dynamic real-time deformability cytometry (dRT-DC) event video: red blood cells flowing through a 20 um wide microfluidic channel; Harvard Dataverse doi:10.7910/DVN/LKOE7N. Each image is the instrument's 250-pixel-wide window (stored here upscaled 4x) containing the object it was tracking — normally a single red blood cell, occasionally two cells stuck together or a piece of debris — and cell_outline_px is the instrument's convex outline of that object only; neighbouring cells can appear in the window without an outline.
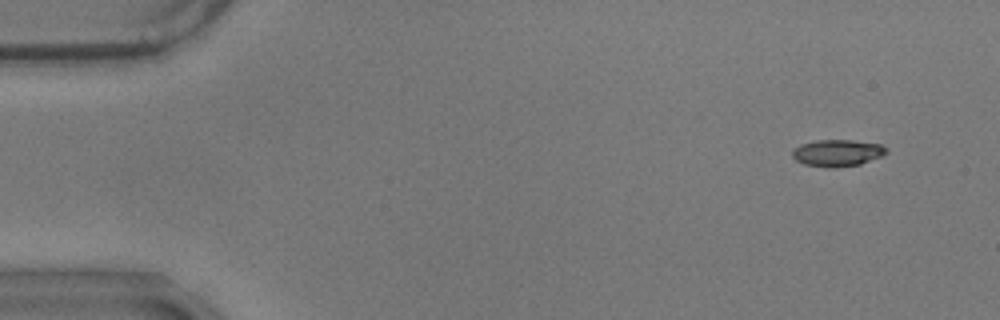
{"species": "common noctule bat (a hibernating species)", "species_latin": "Nyctalus noctula", "temperature_condition": "warm", "stored_images_in_passage": 58, "camera_frame_rate_fps": 3000, "um_per_image_px": 0.085, "animal": {"sex": "male", "body_mass_g": 17.9}, "frame": {"image": 1, "passage_image": 5, "time_ms": 1.333, "image_size_px": [1000, 320], "cell_outline_px": [[888, 152], [880, 156], [860, 164], [836, 168], [828, 168], [804, 164], [796, 160], [792, 156], [792, 148], [800, 144], [816, 140], [852, 140], [880, 144], [888, 148]], "centroid_in_image_um": [71.15, 13.0], "position_along_channel_um": 13.9, "area_um2": 14.8}}
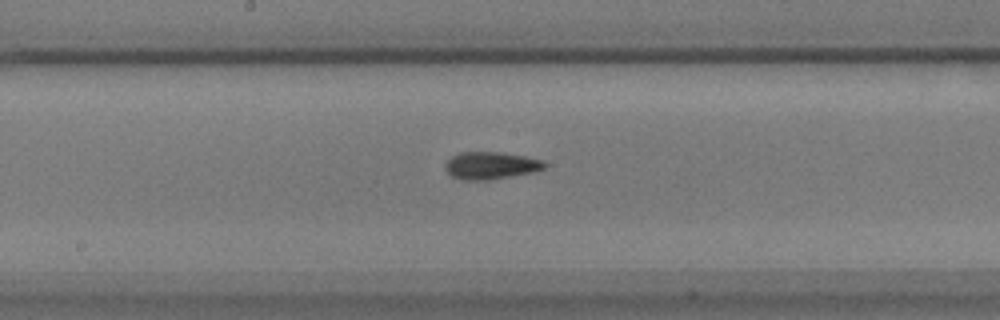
{"frame": {"image": 2, "passage_image": 31, "time_ms": 10.0, "image_size_px": [1000, 320], "cell_outline_px": [[548, 164], [544, 168], [536, 172], [492, 180], [464, 180], [452, 176], [444, 168], [444, 164], [452, 156], [460, 152], [500, 152], [524, 156], [544, 160]], "centroid_in_image_um": [41.75, 14.07], "position_along_channel_um": 206.4, "area_um2": 16.07}}
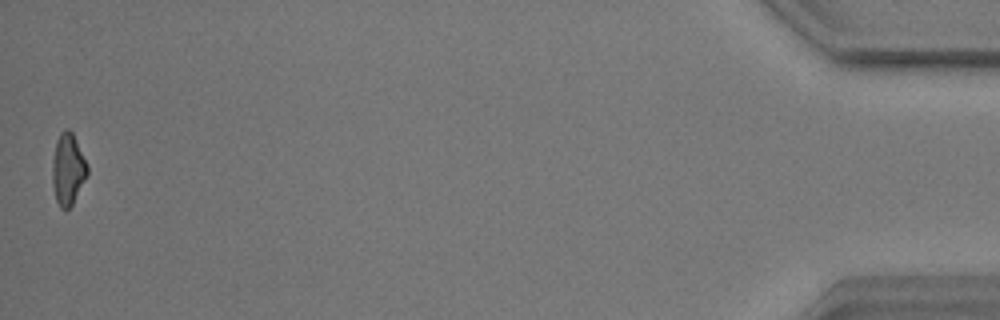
{"frame": {"image": 3, "passage_image": 58, "time_ms": 19.0, "image_size_px": [1000, 320], "cell_outline_px": [[88, 172], [72, 204], [68, 208], [60, 208], [56, 200], [52, 184], [52, 160], [56, 140], [60, 132], [64, 128], [68, 128], [72, 132], [88, 164]], "centroid_in_image_um": [5.75, 14.34], "position_along_channel_um": 429.4, "area_um2": 14.57}, "authors_computed_cell_mechanics": {"area_um2": 14.9991, "velocity_mm_per_s": 3.5087, "shape_relaxation_time_tau1_ms": 6.6253, "shape_relaxation_time_tau2_ms": 3.0543, "deformation_change_tau1": 0.1831, "deformation_change_tau2": 0.1099}}